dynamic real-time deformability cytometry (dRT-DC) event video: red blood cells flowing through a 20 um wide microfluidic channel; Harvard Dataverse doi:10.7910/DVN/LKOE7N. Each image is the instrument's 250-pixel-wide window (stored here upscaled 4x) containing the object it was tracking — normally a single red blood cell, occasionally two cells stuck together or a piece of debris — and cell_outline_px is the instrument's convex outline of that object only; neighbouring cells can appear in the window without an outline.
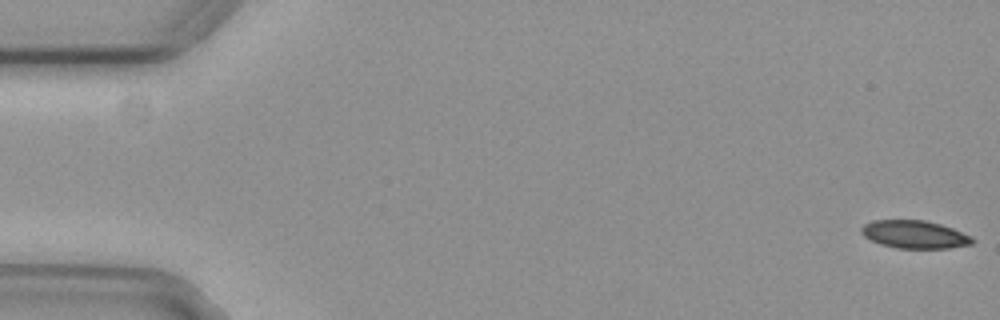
{"species": "common noctule bat (a hibernating species)", "species_latin": "Nyctalus noctula", "temperature_condition": "cold", "stored_images_in_passage": 56, "camera_frame_rate_fps": 3000, "um_per_image_px": 0.085, "animal": {"sex": "female", "body_mass_g": 29.2, "forearm_length_mm": 56.3}, "frame": {"image": 1, "passage_image": 1, "time_ms": 0.0, "image_size_px": [1000, 320], "cell_outline_px": [[976, 240], [972, 244], [948, 248], [896, 248], [880, 244], [864, 236], [860, 232], [860, 228], [864, 224], [872, 220], [924, 220], [940, 224], [952, 228], [972, 236]], "centroid_in_image_um": [77.74, 19.92], "position_along_channel_um": 7.3, "area_um2": 18.09}}
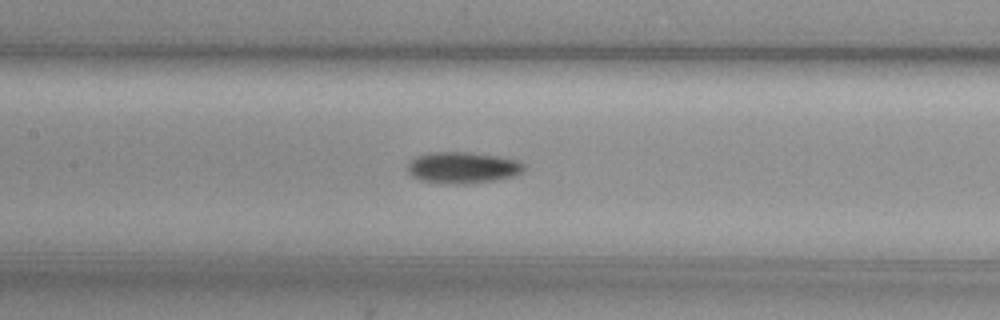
{"frame": {"image": 2, "passage_image": 26, "time_ms": 8.333, "image_size_px": [1000, 320], "cell_outline_px": [[528, 168], [524, 172], [512, 176], [496, 180], [464, 184], [444, 184], [420, 180], [412, 176], [408, 172], [408, 164], [416, 156], [436, 152], [468, 152], [500, 156], [520, 160]], "centroid_in_image_um": [39.39, 14.25], "position_along_channel_um": 168.0, "area_um2": 21.56}}
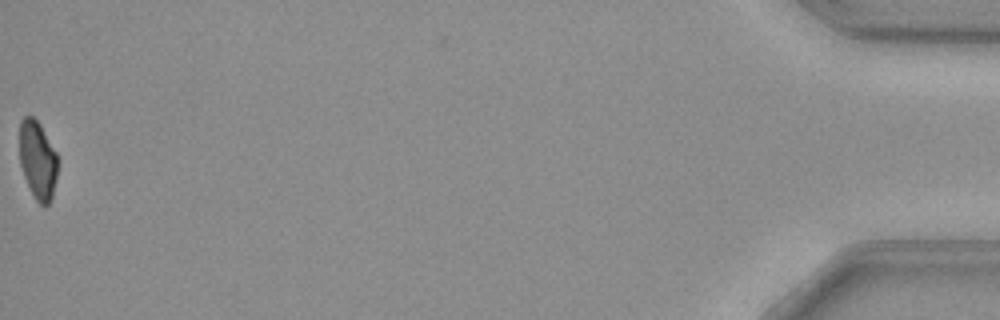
{"frame": {"image": 3, "passage_image": 56, "time_ms": 18.333, "image_size_px": [1000, 320], "cell_outline_px": [[56, 180], [52, 200], [44, 208], [36, 200], [24, 176], [20, 164], [20, 120], [24, 116], [32, 116], [40, 124], [56, 152]], "centroid_in_image_um": [3.2, 13.62], "position_along_channel_um": 432.0, "area_um2": 17.28}, "authors_computed_cell_mechanics": {"area_um2": 19.8543, "velocity_mm_per_s": 3.7144, "shape_relaxation_time_tau1_ms": 9.9635, "shape_relaxation_time_tau2_ms": null, "deformation_change_tau1": 0.152, "deformation_change_tau2": null}}